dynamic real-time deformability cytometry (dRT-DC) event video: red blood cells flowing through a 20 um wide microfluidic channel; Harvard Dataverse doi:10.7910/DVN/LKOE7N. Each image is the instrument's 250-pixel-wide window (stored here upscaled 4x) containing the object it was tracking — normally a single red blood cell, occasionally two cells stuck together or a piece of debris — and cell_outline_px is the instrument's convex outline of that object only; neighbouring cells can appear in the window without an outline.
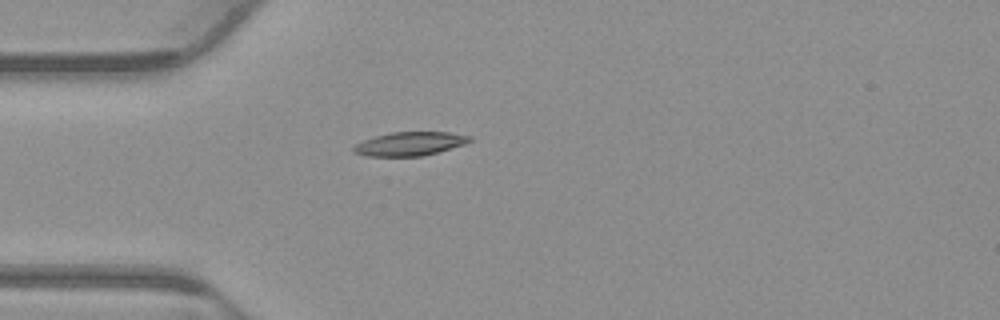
{"species": "common noctule bat (a hibernating species)", "species_latin": "Nyctalus noctula", "temperature_condition": "warm", "stored_images_in_passage": 40, "camera_frame_rate_fps": 3000, "um_per_image_px": 0.085, "animal": {"sex": "male", "body_mass_g": 23.1, "forearm_length_mm": 52.7}, "frame": {"image": 1, "passage_image": 1, "time_ms": 0.0, "image_size_px": [1000, 320], "cell_outline_px": [[472, 140], [464, 144], [424, 156], [364, 156], [352, 152], [352, 148], [356, 144], [364, 140], [376, 136], [392, 132], [448, 132], [472, 136]], "centroid_in_image_um": [34.82, 12.22], "position_along_channel_um": 50.2, "area_um2": 16.01}}
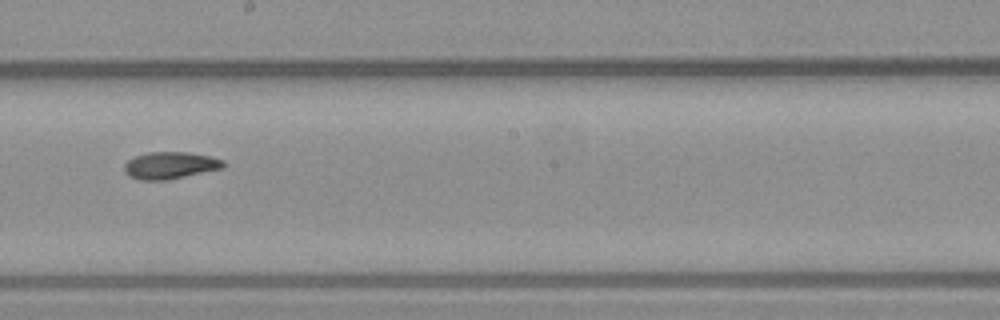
{"frame": {"image": 2, "passage_image": 16, "time_ms": 5.0, "image_size_px": [1000, 320], "cell_outline_px": [[228, 164], [224, 168], [168, 180], [140, 180], [128, 176], [124, 172], [124, 164], [132, 156], [148, 152], [188, 152], [212, 156], [224, 160]], "centroid_in_image_um": [14.48, 14.05], "position_along_channel_um": 233.7, "area_um2": 16.01}}
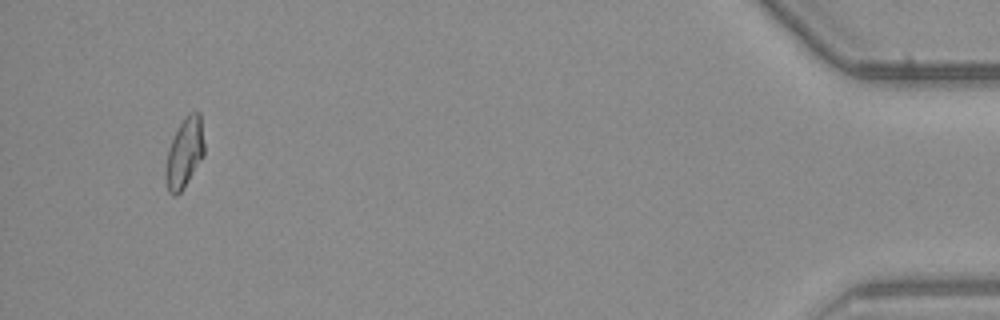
{"frame": {"image": 3, "passage_image": 37, "time_ms": 12.0, "image_size_px": [1000, 320], "cell_outline_px": [[204, 156], [184, 188], [176, 196], [172, 196], [168, 192], [164, 176], [164, 172], [168, 148], [184, 116], [188, 112], [200, 112], [204, 144]], "centroid_in_image_um": [15.67, 13.03], "position_along_channel_um": 419.5, "area_um2": 15.95}}